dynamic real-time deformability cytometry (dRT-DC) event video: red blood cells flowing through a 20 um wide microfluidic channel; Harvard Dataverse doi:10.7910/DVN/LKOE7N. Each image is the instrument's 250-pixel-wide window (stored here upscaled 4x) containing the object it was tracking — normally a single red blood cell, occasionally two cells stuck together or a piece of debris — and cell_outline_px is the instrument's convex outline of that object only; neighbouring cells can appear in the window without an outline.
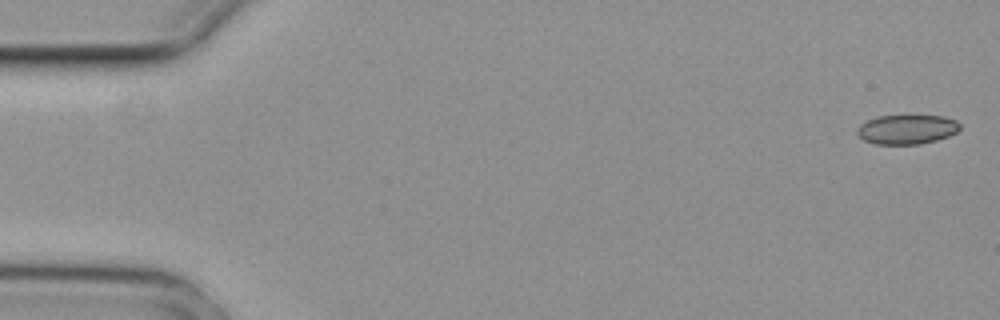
{"species": "common noctule bat (a hibernating species)", "species_latin": "Nyctalus noctula", "temperature_condition": "cold", "stored_images_in_passage": 4, "camera_frame_rate_fps": 3000, "um_per_image_px": 0.085, "animal": {"sex": "female", "body_mass_g": 29.2, "forearm_length_mm": 56.3}, "frame": {"image": 1, "passage_image": 1, "time_ms": 0.0, "image_size_px": [1000, 320], "cell_outline_px": [[960, 128], [956, 132], [948, 136], [936, 140], [920, 144], [876, 144], [864, 140], [856, 132], [860, 124], [876, 116], [944, 116], [956, 120], [960, 124]], "centroid_in_image_um": [77.09, 11.0], "position_along_channel_um": 7.9, "area_um2": 17.51}}
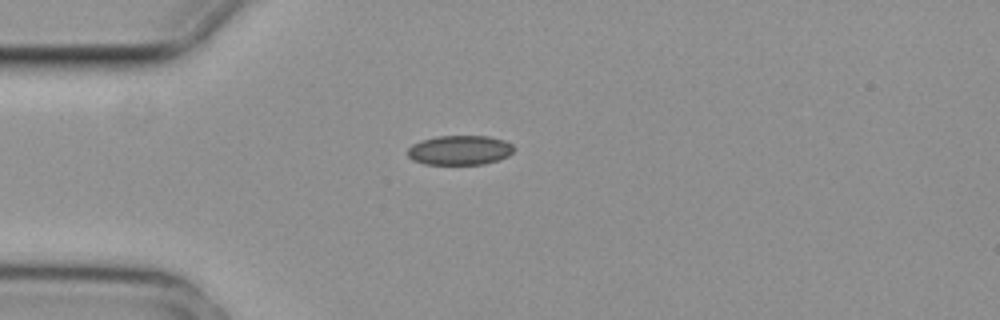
{"frame": {"image": 2, "passage_image": 4, "time_ms": 1.0, "image_size_px": [1000, 320], "cell_outline_px": [[516, 148], [508, 156], [500, 160], [484, 164], [424, 164], [412, 160], [408, 156], [408, 148], [412, 144], [420, 140], [436, 136], [488, 136], [504, 140], [512, 144]], "centroid_in_image_um": [39.09, 12.76], "position_along_channel_um": 45.9, "area_um2": 18.5}}